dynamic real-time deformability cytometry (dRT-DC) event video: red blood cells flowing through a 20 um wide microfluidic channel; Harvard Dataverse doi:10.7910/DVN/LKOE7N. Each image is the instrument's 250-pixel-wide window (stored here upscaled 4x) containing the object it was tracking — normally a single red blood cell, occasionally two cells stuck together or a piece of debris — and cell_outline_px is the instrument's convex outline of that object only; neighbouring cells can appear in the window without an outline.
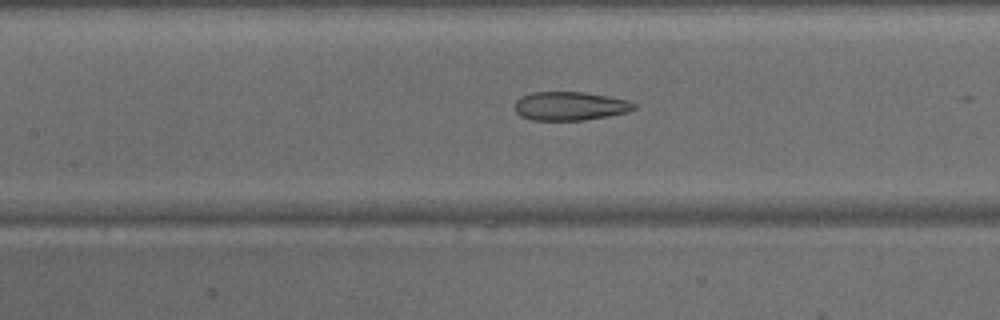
{"species": "common noctule bat (a hibernating species)", "species_latin": "Nyctalus noctula", "temperature_condition": "warm", "stored_images_in_passage": 26, "camera_frame_rate_fps": 3000, "um_per_image_px": 0.085, "animal": {"sex": "male", "body_mass_g": 15.6}, "frame": {"image": 1, "passage_image": 22, "time_ms": 7.0, "image_size_px": [1000, 320], "cell_outline_px": [[636, 108], [628, 112], [608, 116], [584, 120], [532, 120], [520, 116], [516, 112], [516, 100], [520, 96], [532, 92], [584, 92], [608, 96], [628, 100], [636, 104]], "centroid_in_image_um": [48.46, 9.01], "position_along_channel_um": 158.9, "area_um2": 20.0}}
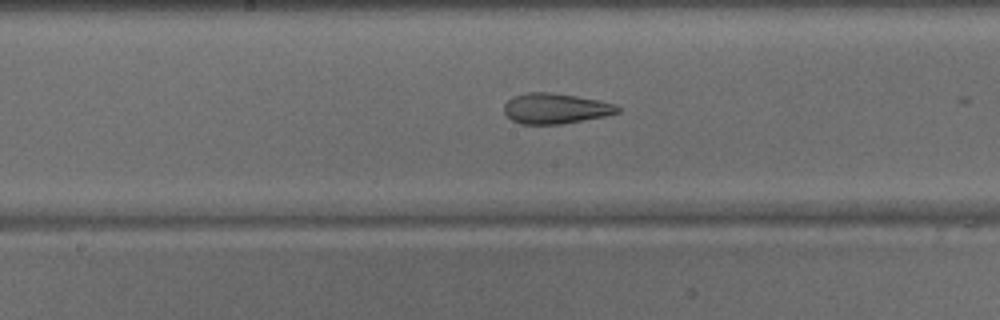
{"frame": {"image": 2, "passage_image": 25, "time_ms": 8.0, "image_size_px": [1000, 320], "cell_outline_px": [[620, 112], [604, 116], [560, 124], [520, 124], [512, 120], [504, 112], [504, 104], [512, 96], [524, 92], [548, 92], [576, 96], [616, 104], [620, 108]], "centroid_in_image_um": [47.18, 9.21], "position_along_channel_um": 201.0, "area_um2": 20.06}}